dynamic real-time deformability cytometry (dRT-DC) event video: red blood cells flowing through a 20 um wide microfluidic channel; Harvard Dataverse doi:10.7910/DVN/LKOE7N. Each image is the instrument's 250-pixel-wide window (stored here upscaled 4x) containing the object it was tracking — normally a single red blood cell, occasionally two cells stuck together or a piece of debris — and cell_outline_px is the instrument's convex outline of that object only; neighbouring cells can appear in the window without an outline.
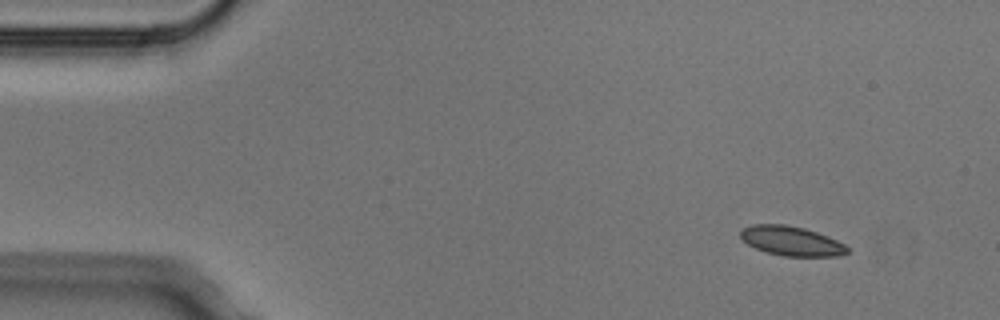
{"species": "Egyptian fruit bat (a non-hibernating species)", "species_latin": "Rousettus aegyptiacus", "temperature_condition": "cold", "stored_images_in_passage": 4, "segment_of_instrument_passage": [1, 2], "camera_frame_rate_fps": 3000, "um_per_image_px": 0.085, "animal": {"sex": "male"}, "frame": {"image": 1, "passage_image": 1, "time_ms": 0.0, "image_size_px": [1000, 320], "cell_outline_px": [[848, 252], [836, 256], [784, 256], [768, 252], [756, 248], [748, 244], [740, 236], [740, 228], [752, 224], [784, 224], [804, 228], [828, 236], [844, 244], [848, 248]], "centroid_in_image_um": [67.24, 20.47], "position_along_channel_um": 17.8, "area_um2": 18.21}}
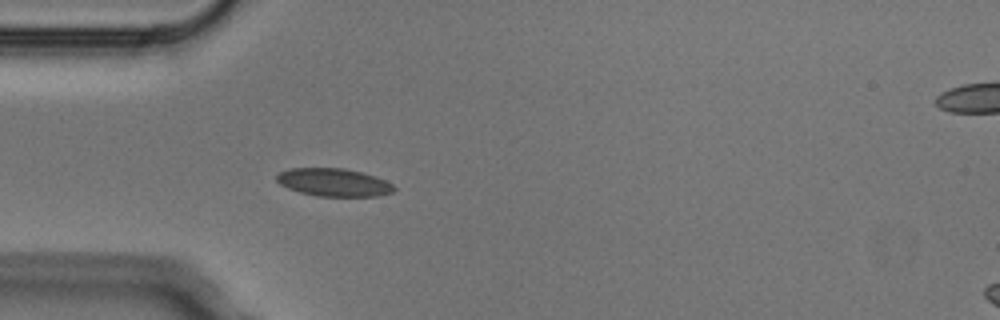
{"frame": {"image": 2, "passage_image": 3, "time_ms": 0.667, "image_size_px": [1000, 320], "cell_outline_px": [[396, 188], [392, 192], [380, 196], [316, 196], [300, 192], [288, 188], [280, 184], [276, 180], [276, 176], [280, 172], [288, 168], [344, 168], [376, 176], [392, 184]], "centroid_in_image_um": [28.36, 15.5], "position_along_channel_um": 56.6, "area_um2": 19.07}}